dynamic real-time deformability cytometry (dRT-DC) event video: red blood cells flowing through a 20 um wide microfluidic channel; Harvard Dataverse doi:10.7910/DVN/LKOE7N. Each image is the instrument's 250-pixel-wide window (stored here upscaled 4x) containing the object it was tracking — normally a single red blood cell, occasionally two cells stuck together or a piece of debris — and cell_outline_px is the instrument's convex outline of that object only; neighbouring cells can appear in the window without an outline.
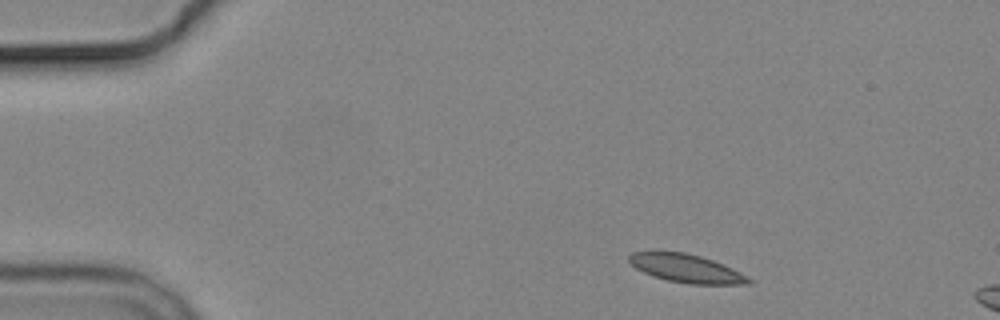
{"species": "common noctule bat (a hibernating species)", "species_latin": "Nyctalus noctula", "temperature_condition": "cold", "stored_images_in_passage": 4, "camera_frame_rate_fps": 3000, "um_per_image_px": 0.085, "animal": {"sex": "male", "body_mass_g": 19.2, "forearm_length_mm": 51.8}, "frame": {"image": 1, "passage_image": 1, "time_ms": 0.0, "image_size_px": [1000, 320], "cell_outline_px": [[752, 284], [692, 284], [668, 280], [652, 276], [636, 268], [628, 260], [628, 256], [632, 252], [652, 248], [684, 252], [700, 256], [724, 264], [748, 276], [752, 280]], "centroid_in_image_um": [58.27, 22.76], "position_along_channel_um": 26.7, "area_um2": 20.29}}